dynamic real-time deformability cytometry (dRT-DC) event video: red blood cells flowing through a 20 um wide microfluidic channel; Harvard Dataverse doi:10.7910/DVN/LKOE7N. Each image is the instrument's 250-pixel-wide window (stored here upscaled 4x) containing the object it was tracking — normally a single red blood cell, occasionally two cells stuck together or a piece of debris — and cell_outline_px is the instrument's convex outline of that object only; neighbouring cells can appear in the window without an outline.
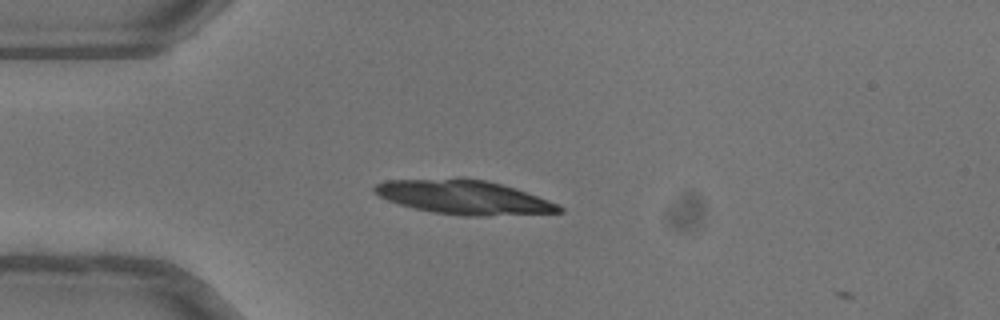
{"species": "common noctule bat (a hibernating species)", "species_latin": "Nyctalus noctula", "temperature_condition": "warm", "stored_images_in_passage": 2, "camera_frame_rate_fps": 3000, "um_per_image_px": 0.085, "animal": {"sex": "female"}, "frame": {"image": 1, "passage_image": 1, "time_ms": 0.0, "image_size_px": [1000, 320], "cell_outline_px": [[564, 212], [484, 216], [464, 216], [432, 212], [400, 204], [388, 200], [372, 192], [372, 188], [376, 184], [384, 180], [484, 180], [516, 188], [560, 204], [564, 208]], "centroid_in_image_um": [39.48, 16.8], "position_along_channel_um": 45.5, "area_um2": 35.89}}